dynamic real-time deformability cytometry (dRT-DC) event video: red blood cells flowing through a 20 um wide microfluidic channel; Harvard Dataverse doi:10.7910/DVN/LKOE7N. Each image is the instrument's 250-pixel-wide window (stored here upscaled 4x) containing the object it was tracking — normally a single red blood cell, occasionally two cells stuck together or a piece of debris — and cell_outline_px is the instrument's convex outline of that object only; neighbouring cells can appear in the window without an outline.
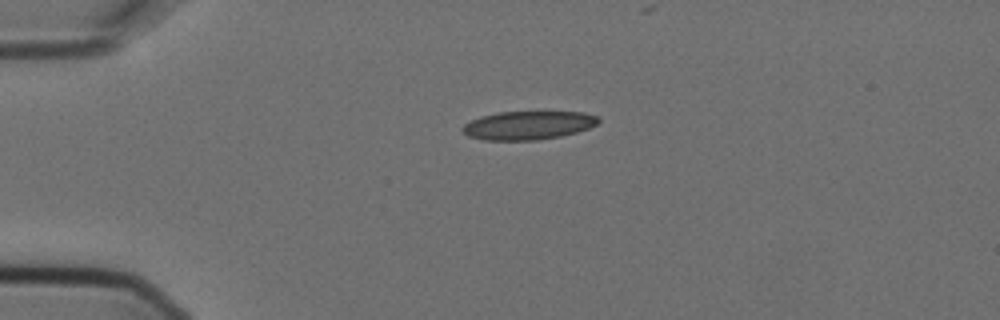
{"species": "Egyptian fruit bat (a non-hibernating species)", "species_latin": "Rousettus aegyptiacus", "temperature_condition": "cold", "stored_images_in_passage": 2, "camera_frame_rate_fps": 3000, "um_per_image_px": 0.085, "animal": {"sex": "female"}, "frame": {"image": 1, "passage_image": 1, "time_ms": 0.0, "image_size_px": [1000, 320], "cell_outline_px": [[600, 120], [596, 124], [588, 128], [576, 132], [560, 136], [536, 140], [484, 140], [468, 136], [460, 128], [464, 124], [480, 116], [496, 112], [584, 112], [600, 116]], "centroid_in_image_um": [44.88, 10.64], "position_along_channel_um": 40.1, "area_um2": 22.6}}